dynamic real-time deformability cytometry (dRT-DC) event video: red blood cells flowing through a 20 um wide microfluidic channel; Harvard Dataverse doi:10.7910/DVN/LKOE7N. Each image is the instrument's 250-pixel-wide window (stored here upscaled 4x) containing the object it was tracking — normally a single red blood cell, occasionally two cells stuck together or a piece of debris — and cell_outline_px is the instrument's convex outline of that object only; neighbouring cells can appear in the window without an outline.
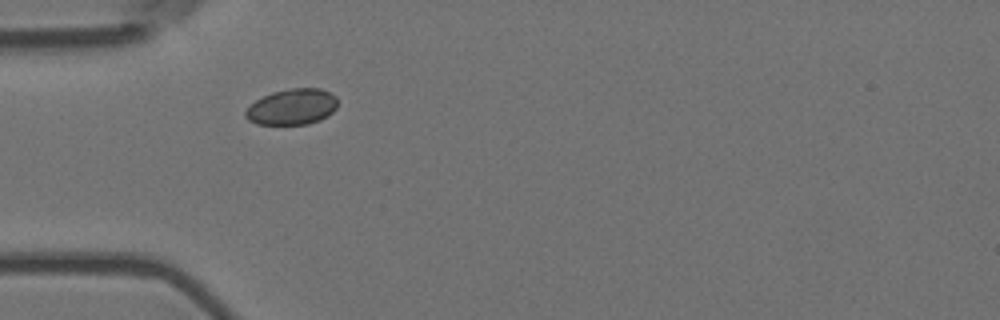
{"species": "Egyptian fruit bat (a non-hibernating species)", "species_latin": "Rousettus aegyptiacus", "temperature_condition": "room temperature", "stored_images_in_passage": 24, "camera_frame_rate_fps": 3000, "um_per_image_px": 0.085, "animal": {"sex": "female"}, "frame": {"image": 1, "passage_image": 1, "time_ms": 0.0, "image_size_px": [1000, 320], "cell_outline_px": [[336, 108], [328, 116], [320, 120], [308, 124], [256, 124], [248, 120], [244, 116], [244, 112], [256, 100], [272, 92], [292, 88], [320, 88], [336, 96]], "centroid_in_image_um": [24.83, 9.09], "position_along_channel_um": 60.2, "area_um2": 19.19}}
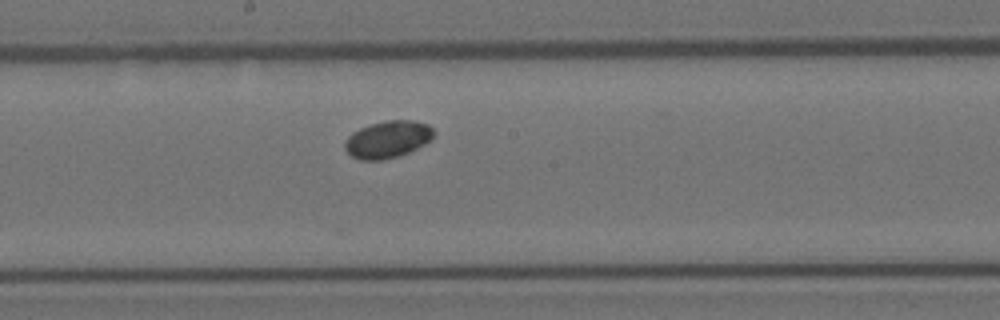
{"frame": {"image": 2, "passage_image": 14, "time_ms": 4.333, "image_size_px": [1000, 320], "cell_outline_px": [[436, 132], [424, 144], [408, 152], [384, 160], [360, 160], [352, 156], [344, 148], [344, 144], [348, 136], [352, 132], [360, 128], [372, 124], [388, 120], [412, 120], [428, 124]], "centroid_in_image_um": [32.94, 11.84], "position_along_channel_um": 215.3, "area_um2": 19.02}}
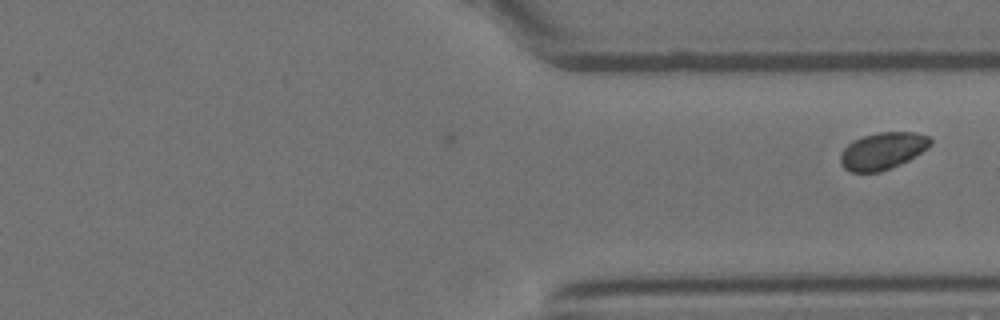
{"frame": {"image": 3, "passage_image": 24, "time_ms": 7.667, "image_size_px": [1000, 320], "cell_outline_px": [[932, 144], [928, 148], [908, 160], [900, 164], [880, 172], [852, 172], [844, 168], [840, 164], [840, 156], [844, 148], [848, 144], [864, 136], [880, 132], [916, 132], [928, 136], [932, 140]], "centroid_in_image_um": [75.04, 12.83], "position_along_channel_um": 336.4, "area_um2": 19.31}}